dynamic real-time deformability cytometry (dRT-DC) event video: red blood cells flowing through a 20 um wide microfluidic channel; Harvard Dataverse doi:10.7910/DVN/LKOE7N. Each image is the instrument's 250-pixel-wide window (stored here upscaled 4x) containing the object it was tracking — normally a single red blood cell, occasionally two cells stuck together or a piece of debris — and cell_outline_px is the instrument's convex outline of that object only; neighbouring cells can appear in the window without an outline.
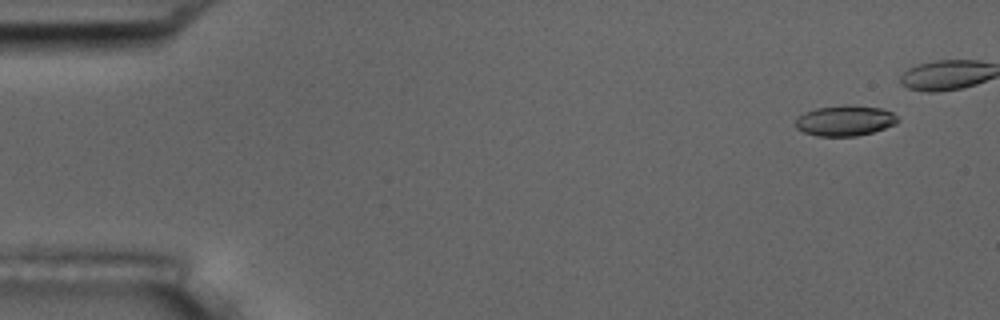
{"species": "common noctule bat (a hibernating species)", "species_latin": "Nyctalus noctula", "temperature_condition": "room temperature", "stored_images_in_passage": 5, "camera_frame_rate_fps": 3000, "um_per_image_px": 0.085, "animal": {"sex": "male", "body_mass_g": 17.5, "forearm_length_mm": 52.3}, "frame": {"image": 1, "passage_image": 1, "time_ms": 0.0, "image_size_px": [1000, 320], "cell_outline_px": [[900, 120], [896, 124], [872, 132], [856, 136], [816, 136], [804, 132], [796, 128], [796, 120], [804, 112], [816, 108], [844, 104], [880, 108], [892, 112]], "centroid_in_image_um": [71.82, 10.25], "position_along_channel_um": 13.2, "area_um2": 18.15}}